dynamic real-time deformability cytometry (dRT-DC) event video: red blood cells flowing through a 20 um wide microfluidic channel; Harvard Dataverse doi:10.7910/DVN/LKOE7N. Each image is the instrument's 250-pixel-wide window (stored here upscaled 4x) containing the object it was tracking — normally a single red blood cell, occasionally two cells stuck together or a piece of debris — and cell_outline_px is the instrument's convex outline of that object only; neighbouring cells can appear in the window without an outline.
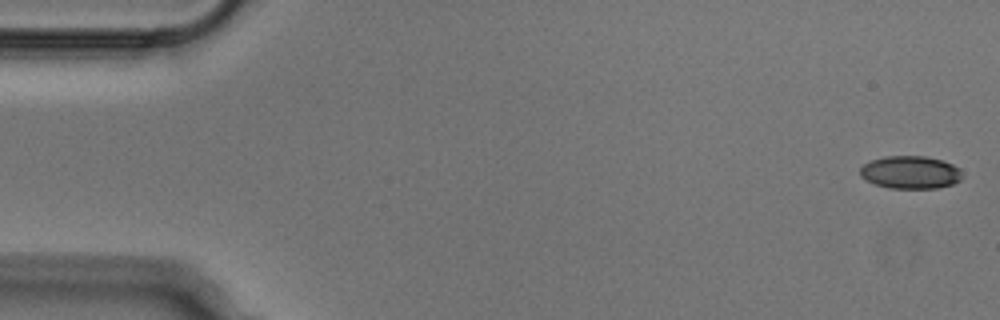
{"species": "Egyptian fruit bat (a non-hibernating species)", "species_latin": "Rousettus aegyptiacus", "temperature_condition": "cold", "stored_images_in_passage": 52, "camera_frame_rate_fps": 3000, "um_per_image_px": 0.085, "animal": {"sex": "male"}, "frame": {"image": 1, "passage_image": 1, "time_ms": 0.0, "image_size_px": [1000, 320], "cell_outline_px": [[960, 180], [952, 184], [936, 188], [888, 188], [876, 184], [860, 176], [860, 168], [864, 164], [872, 160], [884, 156], [924, 156], [940, 160], [952, 164], [960, 168]], "centroid_in_image_um": [77.37, 14.64], "position_along_channel_um": 7.6, "area_um2": 19.31}}
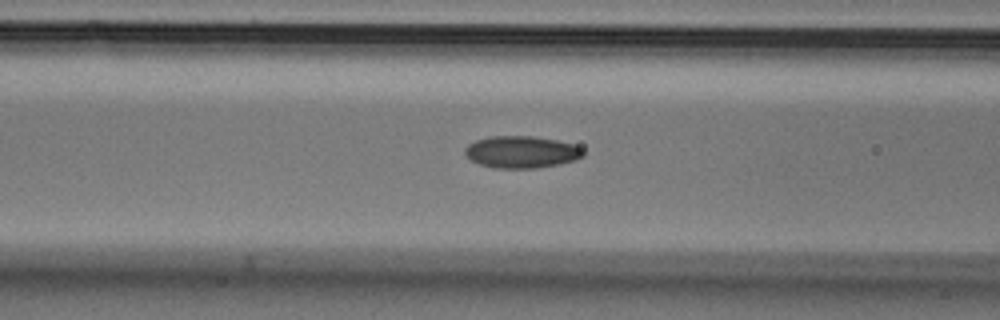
{"frame": {"image": 2, "passage_image": 20, "time_ms": 6.333, "image_size_px": [1000, 320], "cell_outline_px": [[584, 156], [576, 160], [560, 164], [536, 168], [496, 168], [480, 164], [472, 160], [464, 152], [464, 148], [468, 144], [476, 140], [488, 136], [532, 136], [556, 140], [572, 144], [580, 148], [584, 152]], "centroid_in_image_um": [44.32, 12.92], "position_along_channel_um": 122.3, "area_um2": 22.02}}
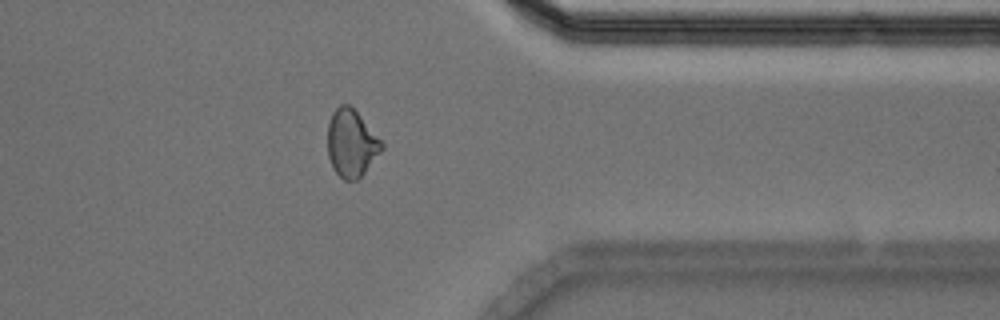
{"frame": {"image": 3, "passage_image": 41, "time_ms": 13.333, "image_size_px": [1000, 320], "cell_outline_px": [[384, 148], [364, 172], [356, 180], [344, 180], [332, 168], [328, 156], [328, 124], [332, 112], [340, 104], [348, 104], [360, 116], [384, 144]], "centroid_in_image_um": [29.85, 12.18], "position_along_channel_um": 381.6, "area_um2": 20.92}}